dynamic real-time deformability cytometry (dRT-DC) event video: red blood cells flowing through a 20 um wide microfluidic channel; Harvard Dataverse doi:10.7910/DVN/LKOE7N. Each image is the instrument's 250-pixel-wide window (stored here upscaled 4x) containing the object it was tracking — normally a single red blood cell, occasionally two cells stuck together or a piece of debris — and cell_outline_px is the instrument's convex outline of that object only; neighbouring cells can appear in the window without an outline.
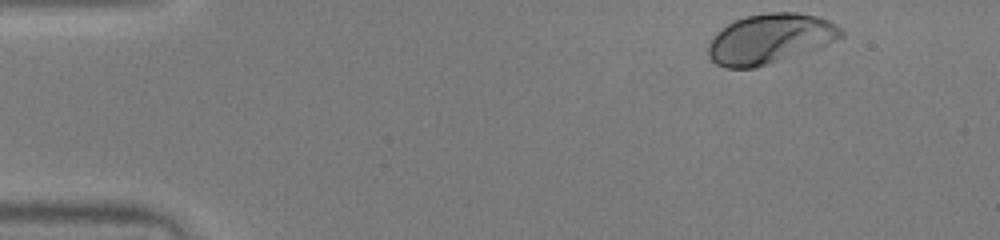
{"species": "human", "species_latin": "Homo sapiens", "temperature_condition": "warm", "stored_images_in_passage": 40, "camera_frame_rate_fps": 3000, "um_per_image_px": 0.085, "donor": {"sex": "male"}, "frame": {"image": 1, "passage_image": 1, "time_ms": 0.0, "image_size_px": [1000, 240], "cell_outline_px": [[844, 36], [824, 44], [768, 64], [752, 68], [724, 68], [716, 64], [708, 56], [708, 48], [716, 32], [728, 24], [736, 20], [748, 16], [768, 12], [796, 12], [816, 16], [828, 20], [844, 28]], "centroid_in_image_um": [65.43, 3.28], "position_along_channel_um": 19.6, "area_um2": 37.92}}
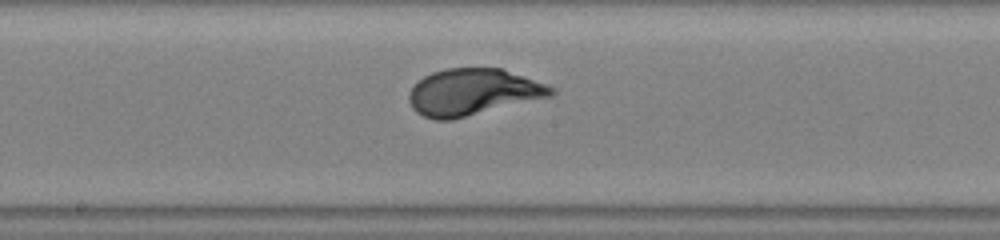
{"frame": {"image": 2, "passage_image": 23, "time_ms": 7.333, "image_size_px": [1000, 240], "cell_outline_px": [[556, 92], [552, 96], [452, 120], [436, 120], [424, 116], [416, 112], [412, 108], [408, 100], [408, 92], [424, 76], [432, 72], [444, 68], [504, 68], [548, 84], [556, 88]], "centroid_in_image_um": [40.23, 7.82], "position_along_channel_um": 208.0, "area_um2": 38.96}}
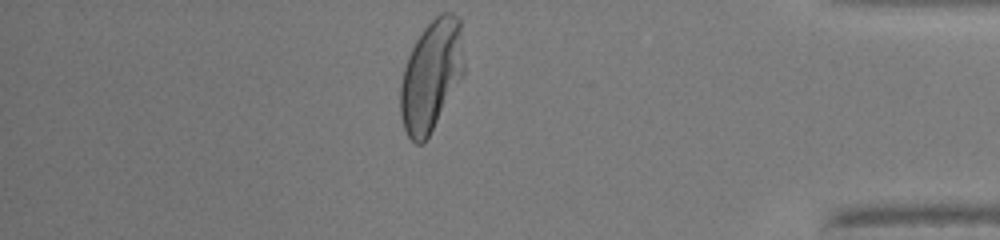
{"frame": {"image": 3, "passage_image": 40, "time_ms": 13.0, "image_size_px": [1000, 240], "cell_outline_px": [[464, 76], [424, 144], [416, 144], [408, 136], [404, 128], [400, 116], [400, 84], [404, 68], [408, 56], [416, 40], [424, 28], [440, 12], [452, 12], [460, 16], [464, 64]], "centroid_in_image_um": [36.67, 6.42], "position_along_channel_um": 398.5, "area_um2": 41.5}, "authors_computed_cell_mechanics": {"area_um2": 38.0324, "velocity_mm_per_s": 3.9679, "shape_relaxation_time_tau1_ms": 2.6128, "shape_relaxation_time_tau2_ms": null, "deformation_change_tau1": 0.1799, "deformation_change_tau2": null}}